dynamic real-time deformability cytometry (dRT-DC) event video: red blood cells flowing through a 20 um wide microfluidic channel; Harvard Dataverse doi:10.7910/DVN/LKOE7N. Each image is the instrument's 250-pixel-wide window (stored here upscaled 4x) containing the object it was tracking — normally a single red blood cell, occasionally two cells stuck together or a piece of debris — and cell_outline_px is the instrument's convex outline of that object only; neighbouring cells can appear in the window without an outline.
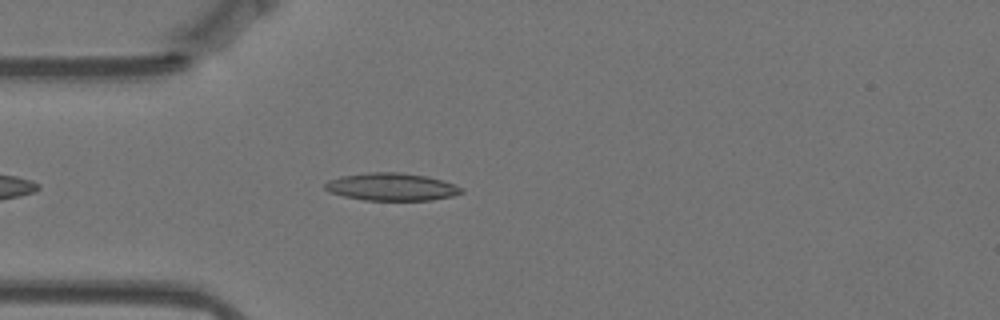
{"species": "Egyptian fruit bat (a non-hibernating species)", "species_latin": "Rousettus aegyptiacus", "temperature_condition": "warm", "stored_images_in_passage": 45, "camera_frame_rate_fps": 3000, "um_per_image_px": 0.085, "animal": {"sex": "female"}, "frame": {"image": 1, "passage_image": 6, "time_ms": 1.667, "image_size_px": [1000, 320], "cell_outline_px": [[464, 192], [452, 196], [432, 200], [364, 200], [344, 196], [328, 192], [324, 188], [324, 184], [328, 180], [340, 176], [368, 172], [400, 172], [428, 176], [464, 188]], "centroid_in_image_um": [33.26, 15.88], "position_along_channel_um": 51.7, "area_um2": 22.02}}
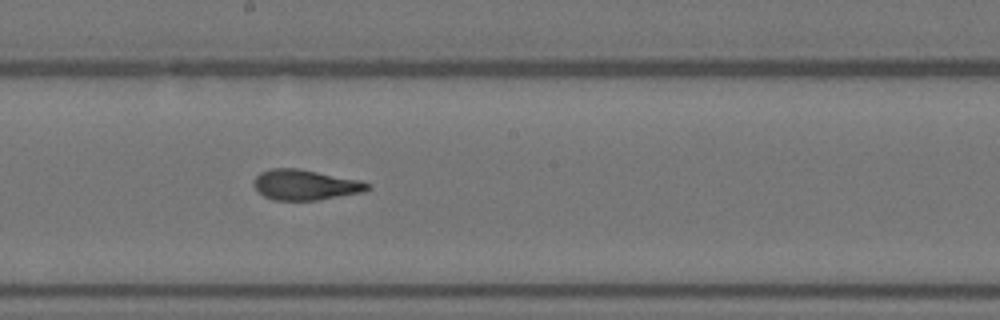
{"frame": {"image": 2, "passage_image": 21, "time_ms": 6.667, "image_size_px": [1000, 320], "cell_outline_px": [[372, 188], [364, 192], [316, 200], [272, 200], [264, 196], [252, 184], [252, 180], [260, 172], [272, 168], [296, 168], [360, 180], [372, 184]], "centroid_in_image_um": [25.95, 15.71], "position_along_channel_um": 222.2, "area_um2": 20.17}}
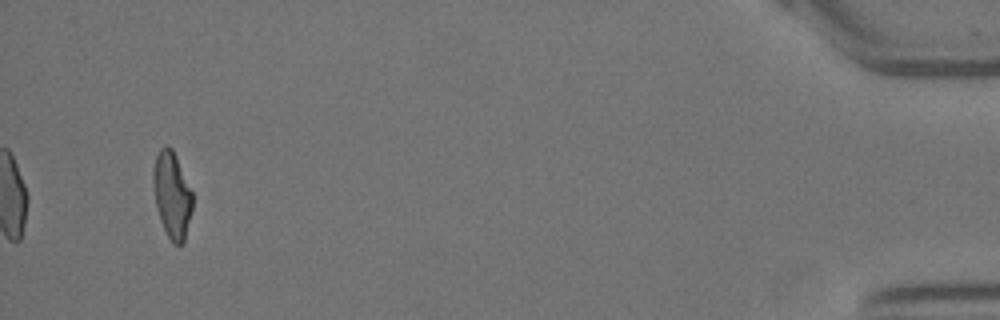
{"frame": {"image": 3, "passage_image": 45, "time_ms": 14.667, "image_size_px": [1000, 320], "cell_outline_px": [[192, 208], [184, 244], [176, 244], [168, 236], [160, 220], [156, 208], [152, 184], [152, 172], [156, 156], [160, 148], [164, 144], [168, 144], [172, 148], [176, 156], [192, 192]], "centroid_in_image_um": [14.6, 16.53], "position_along_channel_um": 420.6, "area_um2": 19.83}, "authors_computed_cell_mechanics": {"area_um2": 20.23, "velocity_mm_per_s": 3.5255, "shape_relaxation_time_tau1_ms": null, "shape_relaxation_time_tau2_ms": 1.6708, "deformation_change_tau1": null, "deformation_change_tau2": 0.0978}}